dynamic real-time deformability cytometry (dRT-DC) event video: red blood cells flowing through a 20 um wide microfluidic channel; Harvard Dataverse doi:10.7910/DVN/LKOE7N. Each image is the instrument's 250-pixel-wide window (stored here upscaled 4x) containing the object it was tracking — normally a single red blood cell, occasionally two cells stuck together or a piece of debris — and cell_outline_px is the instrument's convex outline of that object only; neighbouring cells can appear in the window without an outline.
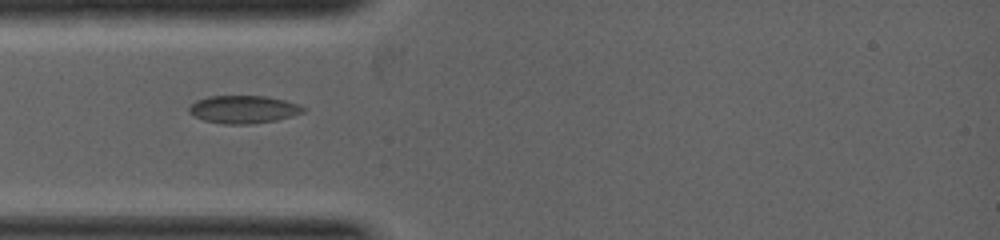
{"species": "common noctule bat (a hibernating species)", "species_latin": "Nyctalus noctula", "temperature_condition": "warm", "stored_images_in_passage": 3, "camera_frame_rate_fps": 5000, "um_per_image_px": 0.085, "animal": {"sex": "female", "body_mass_g": 19.0, "forearm_length_mm": 53.3}, "frame": {"image": 1, "passage_image": 2, "time_ms": 0.4, "image_size_px": [1000, 240], "cell_outline_px": [[308, 108], [304, 112], [292, 116], [276, 120], [248, 124], [224, 124], [204, 120], [188, 112], [188, 108], [196, 100], [208, 96], [264, 96], [284, 100]], "centroid_in_image_um": [20.69, 9.29], "position_along_channel_um": 64.3, "area_um2": 18.38}}
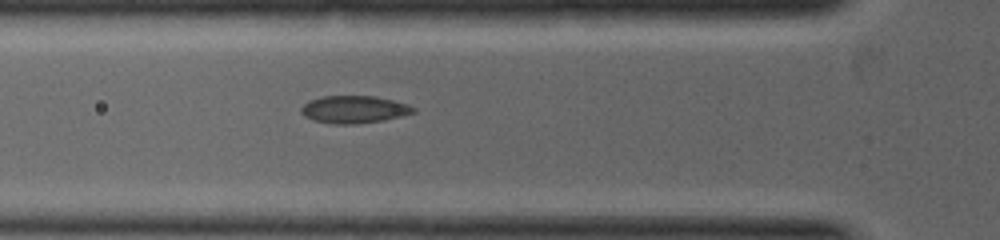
{"frame": {"image": 2, "passage_image": 3, "time_ms": 0.8, "image_size_px": [1000, 240], "cell_outline_px": [[416, 112], [384, 120], [352, 124], [336, 124], [312, 120], [304, 116], [300, 112], [300, 108], [308, 100], [324, 96], [376, 96], [408, 104], [416, 108]], "centroid_in_image_um": [30.08, 9.3], "position_along_channel_um": 95.7, "area_um2": 17.98}}